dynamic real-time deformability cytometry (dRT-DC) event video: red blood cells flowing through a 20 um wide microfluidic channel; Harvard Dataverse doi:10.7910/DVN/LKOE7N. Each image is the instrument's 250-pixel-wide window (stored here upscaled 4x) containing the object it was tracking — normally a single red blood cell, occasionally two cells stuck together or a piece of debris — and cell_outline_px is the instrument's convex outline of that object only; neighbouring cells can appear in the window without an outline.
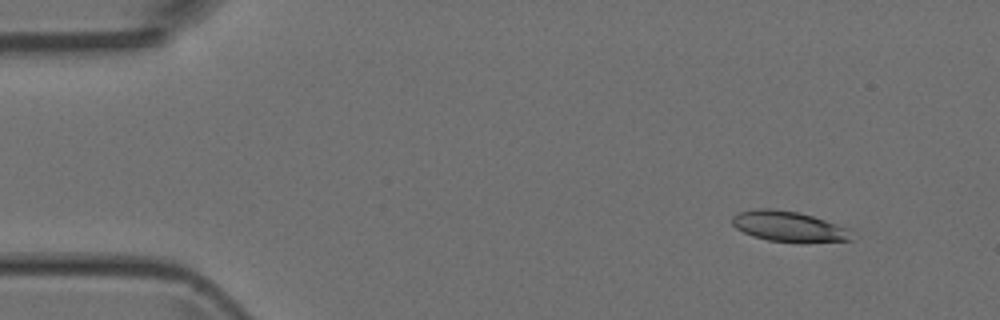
{"species": "Egyptian fruit bat (a non-hibernating species)", "species_latin": "Rousettus aegyptiacus", "temperature_condition": "room temperature", "stored_images_in_passage": 5, "camera_frame_rate_fps": 3000, "um_per_image_px": 0.085, "animal": {"sex": "female"}, "frame": {"image": 1, "passage_image": 2, "time_ms": 1.333, "image_size_px": [1000, 320], "cell_outline_px": [[852, 240], [804, 244], [800, 244], [768, 240], [752, 236], [736, 228], [732, 224], [732, 216], [740, 212], [760, 208], [772, 208], [796, 212], [812, 216], [848, 228]], "centroid_in_image_um": [67.04, 19.28], "position_along_channel_um": 18.0, "area_um2": 21.39}}
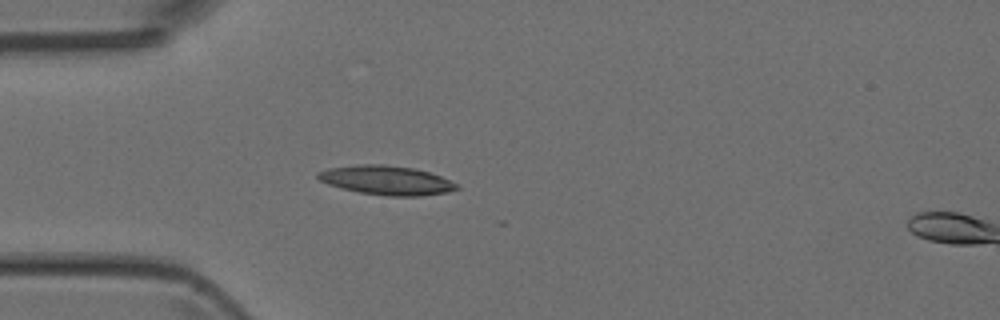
{"frame": {"image": 2, "passage_image": 4, "time_ms": 4.333, "image_size_px": [1000, 320], "cell_outline_px": [[460, 188], [448, 192], [420, 196], [388, 196], [360, 192], [340, 188], [328, 184], [320, 180], [316, 176], [316, 172], [328, 168], [356, 164], [384, 164], [412, 168], [428, 172], [440, 176], [460, 184]], "centroid_in_image_um": [32.85, 15.32], "position_along_channel_um": 52.2, "area_um2": 23.7}}